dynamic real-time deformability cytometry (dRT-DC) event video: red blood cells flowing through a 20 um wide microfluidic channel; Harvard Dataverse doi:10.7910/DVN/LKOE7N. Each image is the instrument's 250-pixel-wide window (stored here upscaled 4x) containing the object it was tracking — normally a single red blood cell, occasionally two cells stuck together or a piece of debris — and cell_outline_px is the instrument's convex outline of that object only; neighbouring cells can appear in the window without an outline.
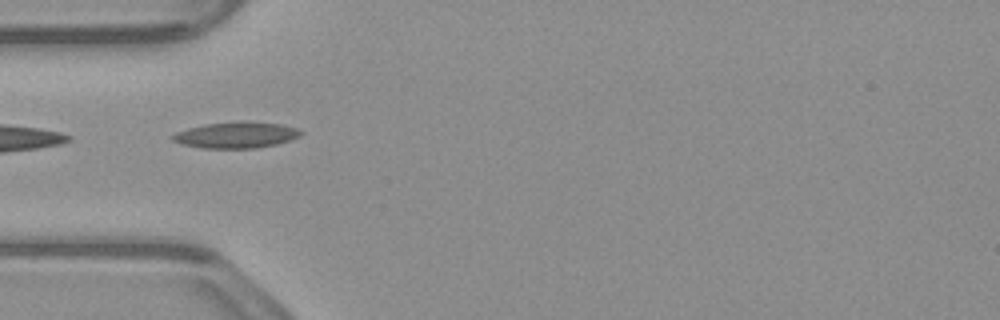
{"species": "common noctule bat (a hibernating species)", "species_latin": "Nyctalus noctula", "temperature_condition": "warm", "stored_images_in_passage": 6, "camera_frame_rate_fps": 3000, "um_per_image_px": 0.085, "animal": {"sex": "male", "body_mass_g": 23.1, "forearm_length_mm": 52.7}, "frame": {"image": 1, "passage_image": 1, "time_ms": 0.0, "image_size_px": [1000, 320], "cell_outline_px": [[304, 132], [300, 136], [276, 144], [256, 148], [204, 148], [180, 144], [172, 140], [168, 136], [176, 132], [188, 128], [204, 124], [236, 120], [240, 120], [284, 124], [296, 128]], "centroid_in_image_um": [20.04, 11.45], "position_along_channel_um": 65.0, "area_um2": 19.88}}
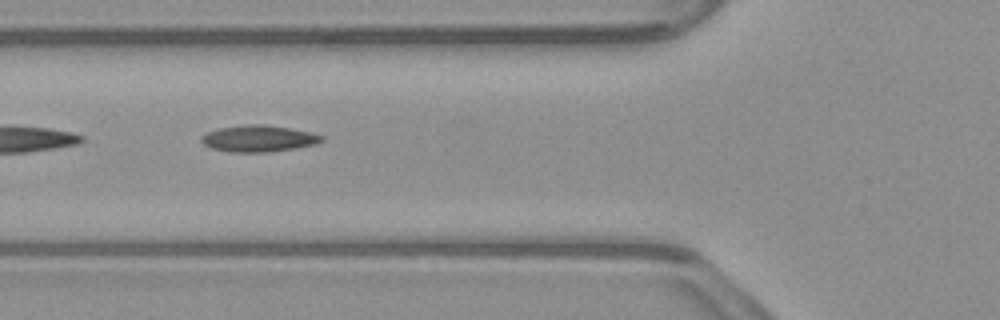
{"frame": {"image": 2, "passage_image": 4, "time_ms": 1.0, "image_size_px": [1000, 320], "cell_outline_px": [[324, 140], [316, 144], [296, 148], [272, 152], [228, 152], [212, 148], [204, 144], [200, 140], [200, 136], [216, 128], [244, 124], [264, 124], [292, 128], [312, 132], [324, 136]], "centroid_in_image_um": [21.99, 11.77], "position_along_channel_um": 103.8, "area_um2": 18.96}}